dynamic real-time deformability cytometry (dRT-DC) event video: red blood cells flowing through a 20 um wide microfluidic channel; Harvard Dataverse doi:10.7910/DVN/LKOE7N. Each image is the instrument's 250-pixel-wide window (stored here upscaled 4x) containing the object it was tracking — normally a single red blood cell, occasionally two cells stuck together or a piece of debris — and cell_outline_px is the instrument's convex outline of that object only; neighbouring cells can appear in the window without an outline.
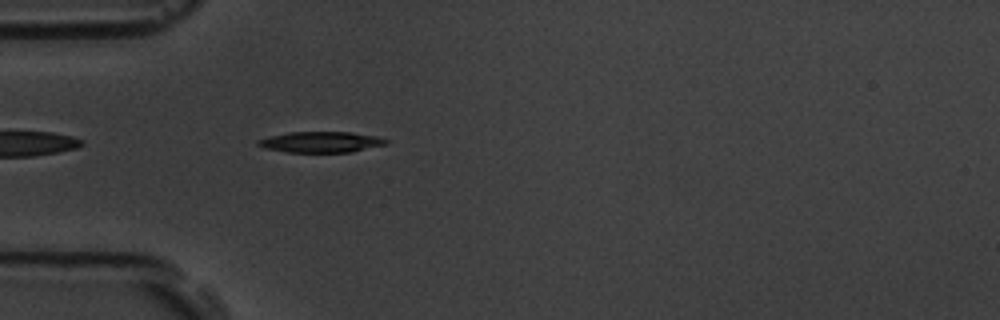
{"species": "common noctule bat (a hibernating species)", "species_latin": "Nyctalus noctula", "temperature_condition": "room temperature", "stored_images_in_passage": 43, "camera_frame_rate_fps": 3000, "um_per_image_px": 0.085, "animal": {"sex": "male", "body_mass_g": 19.5, "forearm_length_mm": 54.6}, "frame": {"image": 1, "passage_image": 3, "time_ms": 0.667, "image_size_px": [1000, 320], "cell_outline_px": [[388, 144], [352, 152], [288, 152], [264, 148], [256, 144], [256, 140], [288, 132], [352, 132], [376, 136], [388, 140]], "centroid_in_image_um": [27.3, 12.07], "position_along_channel_um": 57.7, "area_um2": 15.55}}
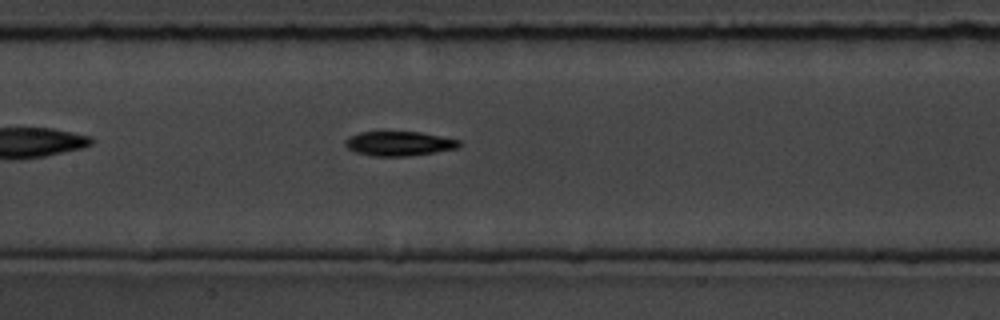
{"frame": {"image": 2, "passage_image": 13, "time_ms": 4.0, "image_size_px": [1000, 320], "cell_outline_px": [[460, 148], [436, 152], [408, 156], [372, 156], [356, 152], [348, 148], [344, 144], [344, 140], [348, 136], [360, 132], [420, 132], [460, 140]], "centroid_in_image_um": [33.91, 12.2], "position_along_channel_um": 173.5, "area_um2": 16.3}}
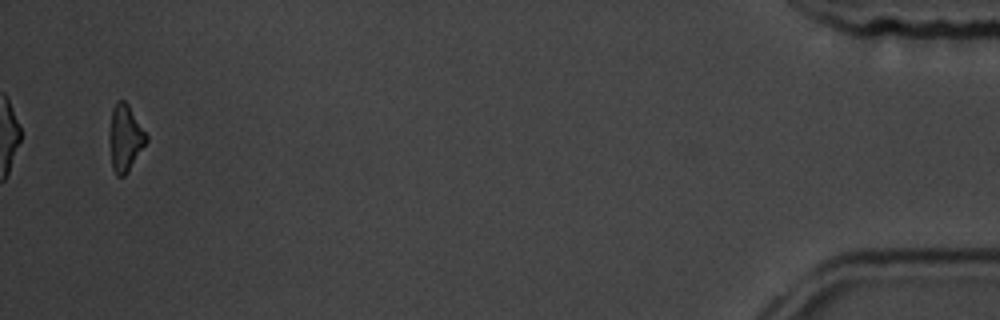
{"frame": {"image": 3, "passage_image": 41, "time_ms": 13.333, "image_size_px": [1000, 320], "cell_outline_px": [[148, 140], [128, 172], [124, 176], [116, 176], [112, 168], [108, 136], [112, 108], [116, 100], [124, 100], [128, 104], [148, 136]], "centroid_in_image_um": [10.62, 11.73], "position_along_channel_um": 424.6, "area_um2": 14.51}, "authors_computed_cell_mechanics": {"area_um2": 16.0106, "velocity_mm_per_s": 3.6138, "shape_relaxation_time_tau1_ms": 3.6593, "shape_relaxation_time_tau2_ms": null, "deformation_change_tau1": 0.1377, "deformation_change_tau2": null}}